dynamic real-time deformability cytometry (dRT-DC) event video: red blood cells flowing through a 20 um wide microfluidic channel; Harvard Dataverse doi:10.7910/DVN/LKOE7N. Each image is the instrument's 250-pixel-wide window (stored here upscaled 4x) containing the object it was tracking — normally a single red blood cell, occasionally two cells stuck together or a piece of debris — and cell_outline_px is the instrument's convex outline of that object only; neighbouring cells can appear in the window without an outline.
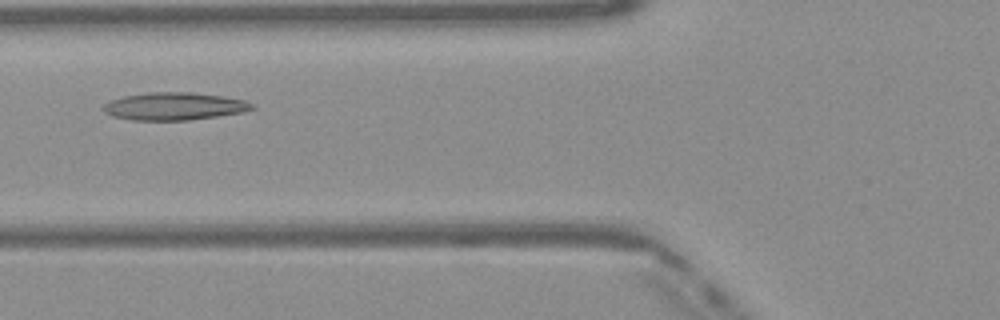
{"species": "Egyptian fruit bat (a non-hibernating species)", "species_latin": "Rousettus aegyptiacus", "temperature_condition": "warm", "stored_images_in_passage": 41, "camera_frame_rate_fps": 3000, "um_per_image_px": 0.085, "frame": {"image": 1, "passage_image": 11, "time_ms": 3.333, "image_size_px": [1000, 320], "cell_outline_px": [[256, 108], [244, 112], [188, 120], [132, 120], [112, 116], [104, 112], [100, 108], [104, 104], [112, 100], [124, 96], [148, 92], [192, 92], [224, 96], [244, 100], [256, 104]], "centroid_in_image_um": [14.83, 9.03], "position_along_channel_um": 111.0, "area_um2": 24.1}}
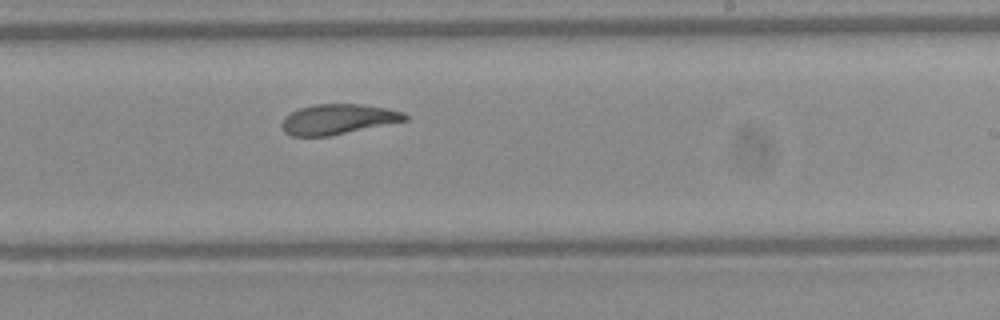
{"frame": {"image": 2, "passage_image": 22, "time_ms": 7.0, "image_size_px": [1000, 320], "cell_outline_px": [[408, 120], [328, 136], [292, 136], [284, 132], [280, 124], [284, 116], [300, 108], [316, 104], [360, 104], [388, 108], [404, 112], [408, 116]], "centroid_in_image_um": [28.72, 10.13], "position_along_channel_um": 260.3, "area_um2": 21.62}}
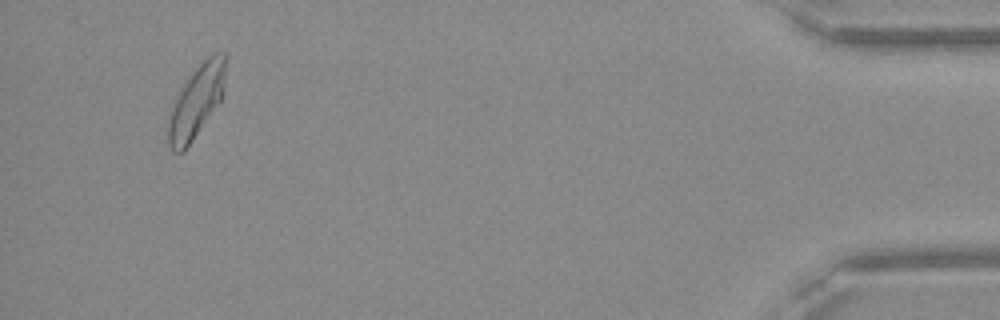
{"frame": {"image": 3, "passage_image": 39, "time_ms": 12.667, "image_size_px": [1000, 320], "cell_outline_px": [[228, 56], [224, 96], [184, 152], [172, 152], [168, 144], [168, 112], [180, 88], [196, 68], [208, 56], [216, 52], [224, 52]], "centroid_in_image_um": [16.72, 8.6], "position_along_channel_um": 418.5, "area_um2": 24.74}, "authors_computed_cell_mechanics": {"area_um2": 22.8888, "velocity_mm_per_s": 4.0656, "shape_relaxation_time_tau1_ms": 5.7616, "shape_relaxation_time_tau2_ms": 2.587, "deformation_change_tau1": 0.1976, "deformation_change_tau2": 0.1078}}